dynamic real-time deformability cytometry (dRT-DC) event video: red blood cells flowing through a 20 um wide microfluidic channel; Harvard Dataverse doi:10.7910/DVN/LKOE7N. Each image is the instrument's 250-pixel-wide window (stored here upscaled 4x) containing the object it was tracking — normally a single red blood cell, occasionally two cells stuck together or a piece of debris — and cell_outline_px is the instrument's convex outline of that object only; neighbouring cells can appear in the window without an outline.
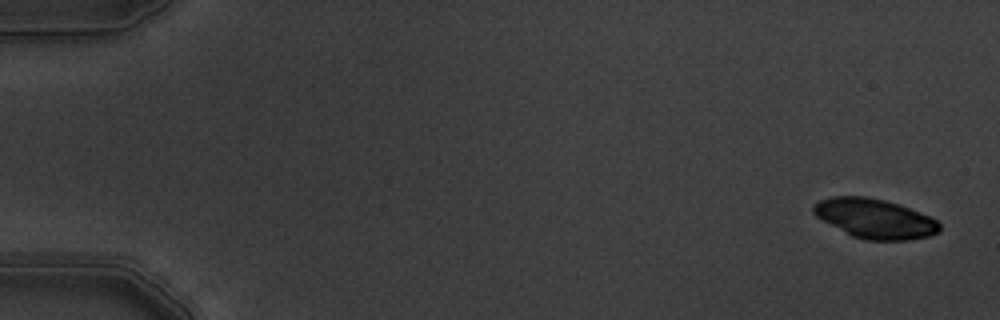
{"species": "common noctule bat (a hibernating species)", "species_latin": "Nyctalus noctula", "temperature_condition": "warm", "stored_images_in_passage": 7, "camera_frame_rate_fps": 3000, "um_per_image_px": 0.085, "animal": {"sex": "male", "body_mass_g": 19.5, "forearm_length_mm": 54.6}, "frame": {"image": 1, "passage_image": 1, "time_ms": 0.0, "image_size_px": [1000, 320], "cell_outline_px": [[940, 232], [928, 236], [908, 240], [864, 240], [852, 236], [816, 216], [812, 212], [812, 208], [820, 200], [832, 196], [868, 196], [900, 204], [928, 216], [936, 220], [940, 224]], "centroid_in_image_um": [74.37, 18.57], "position_along_channel_um": 10.6, "area_um2": 28.9}}